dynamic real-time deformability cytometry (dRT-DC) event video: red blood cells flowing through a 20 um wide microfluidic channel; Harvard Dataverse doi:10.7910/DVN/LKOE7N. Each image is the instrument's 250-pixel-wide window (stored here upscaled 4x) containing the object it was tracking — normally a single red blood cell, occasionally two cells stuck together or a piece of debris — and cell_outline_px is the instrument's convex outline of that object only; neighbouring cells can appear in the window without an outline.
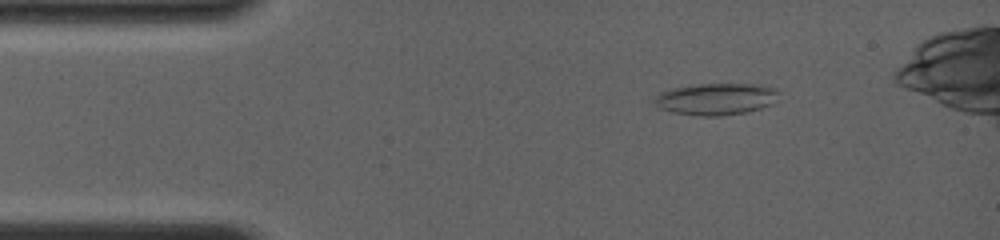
{"species": "common noctule bat (a hibernating species)", "species_latin": "Nyctalus noctula", "temperature_condition": "room temperature", "stored_images_in_passage": 19, "camera_frame_rate_fps": 4000, "um_per_image_px": 0.085, "animal": {"sex": "female", "body_mass_g": 19.0, "forearm_length_mm": 56.7}, "frame": {"image": 1, "passage_image": 7, "time_ms": 2.0, "image_size_px": [1000, 240], "cell_outline_px": [[780, 92], [776, 104], [744, 112], [720, 116], [696, 116], [672, 112], [656, 108], [652, 104], [652, 100], [660, 92], [668, 88], [692, 84], [764, 84], [776, 88]], "centroid_in_image_um": [60.84, 8.41], "position_along_channel_um": 24.2, "area_um2": 23.81}}
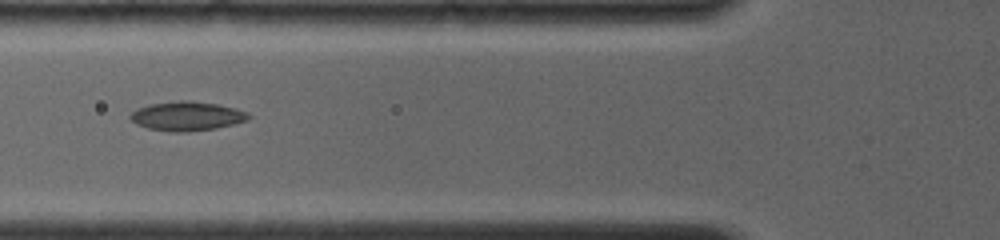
{"frame": {"image": 2, "passage_image": 15, "time_ms": 5.5, "image_size_px": [1000, 240], "cell_outline_px": [[252, 116], [248, 120], [216, 128], [188, 132], [168, 132], [148, 128], [136, 124], [128, 116], [136, 108], [148, 104], [180, 100], [188, 100], [220, 104], [236, 108], [248, 112]], "centroid_in_image_um": [15.89, 9.86], "position_along_channel_um": 109.9, "area_um2": 20.4}}
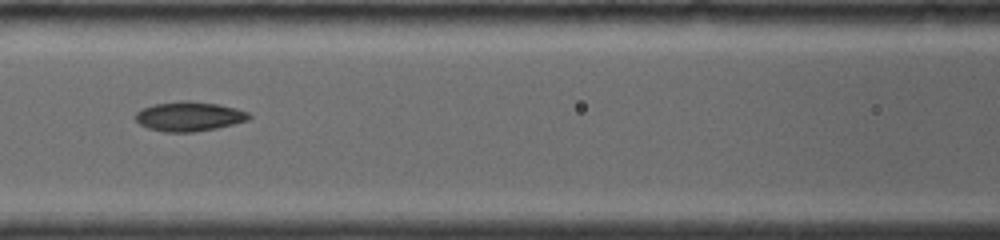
{"frame": {"image": 3, "passage_image": 18, "time_ms": 6.5, "image_size_px": [1000, 240], "cell_outline_px": [[252, 116], [248, 120], [216, 128], [192, 132], [164, 132], [148, 128], [140, 124], [132, 116], [136, 112], [152, 104], [180, 100], [188, 100], [220, 104], [236, 108], [248, 112]], "centroid_in_image_um": [16.05, 9.88], "position_along_channel_um": 150.5, "area_um2": 19.71}}